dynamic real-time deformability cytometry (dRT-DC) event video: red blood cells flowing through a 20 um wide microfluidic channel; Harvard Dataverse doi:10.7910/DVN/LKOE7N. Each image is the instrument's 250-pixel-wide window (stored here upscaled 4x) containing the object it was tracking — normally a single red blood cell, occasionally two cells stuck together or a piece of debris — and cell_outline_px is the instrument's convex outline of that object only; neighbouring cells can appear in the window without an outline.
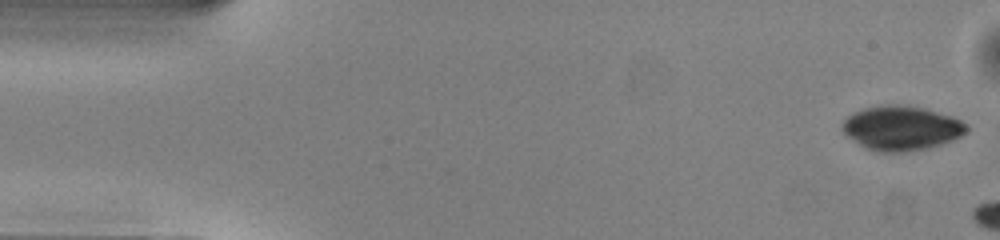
{"species": "common noctule bat (a hibernating species)", "species_latin": "Nyctalus noctula", "temperature_condition": "warm", "stored_images_in_passage": 5, "camera_frame_rate_fps": 3000, "um_per_image_px": 0.085, "animal": {"sex": "male", "body_mass_g": 13.0, "forearm_length_mm": 53.1}, "frame": {"image": 1, "passage_image": 1, "time_ms": 0.0, "image_size_px": [1000, 240], "cell_outline_px": [[968, 128], [960, 136], [952, 140], [928, 148], [904, 152], [876, 152], [864, 148], [844, 136], [840, 128], [840, 124], [852, 112], [864, 108], [880, 104], [900, 104], [924, 108], [952, 116], [968, 124]], "centroid_in_image_um": [76.54, 10.88], "position_along_channel_um": 8.5, "area_um2": 32.71}}